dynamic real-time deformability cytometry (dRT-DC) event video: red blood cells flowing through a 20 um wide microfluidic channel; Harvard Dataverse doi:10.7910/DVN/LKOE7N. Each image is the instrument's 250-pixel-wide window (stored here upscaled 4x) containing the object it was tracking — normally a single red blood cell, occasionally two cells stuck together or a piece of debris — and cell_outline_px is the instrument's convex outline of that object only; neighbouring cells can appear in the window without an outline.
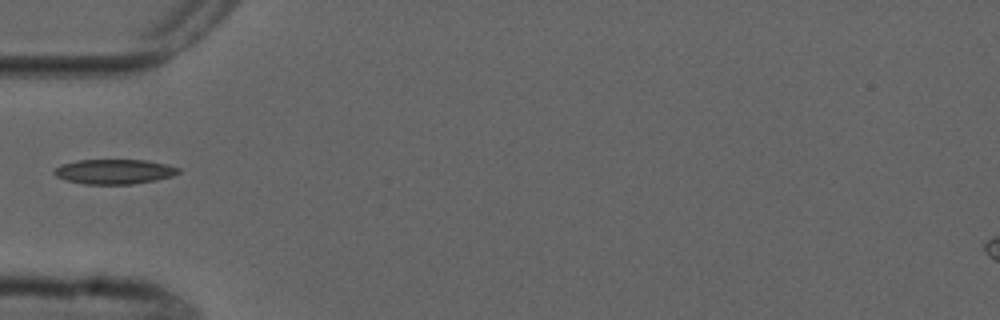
{"species": "common noctule bat (a hibernating species)", "species_latin": "Nyctalus noctula", "temperature_condition": "cold", "stored_images_in_passage": 2, "camera_frame_rate_fps": 3000, "um_per_image_px": 0.085, "animal": {"sex": "male", "forearm_length_mm": 52.5}, "frame": {"image": 1, "passage_image": 2, "time_ms": 4.667, "image_size_px": [1000, 320], "cell_outline_px": [[180, 172], [172, 176], [156, 180], [132, 184], [84, 184], [64, 180], [56, 176], [52, 172], [60, 164], [76, 160], [148, 160], [168, 164], [180, 168]], "centroid_in_image_um": [9.71, 14.58], "position_along_channel_um": 75.3, "area_um2": 18.15}}